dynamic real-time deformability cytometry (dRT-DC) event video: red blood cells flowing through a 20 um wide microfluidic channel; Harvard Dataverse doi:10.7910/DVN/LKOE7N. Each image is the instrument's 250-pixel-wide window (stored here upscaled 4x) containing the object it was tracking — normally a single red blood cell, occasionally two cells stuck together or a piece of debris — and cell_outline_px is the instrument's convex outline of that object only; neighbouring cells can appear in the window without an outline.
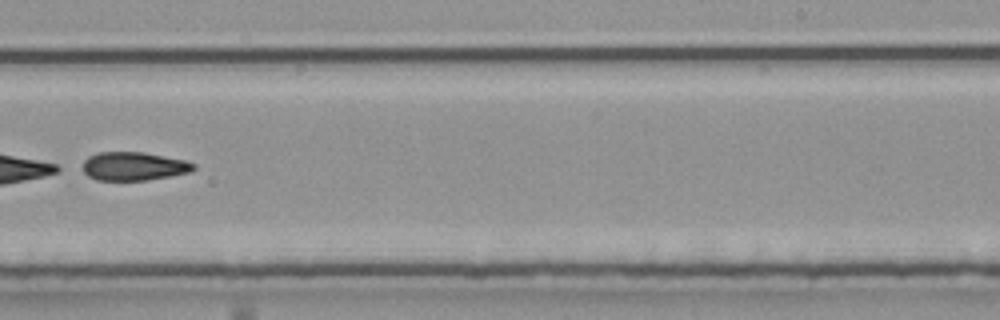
{"species": "common noctule bat (a hibernating species)", "species_latin": "Nyctalus noctula", "temperature_condition": "room temperature", "stored_images_in_passage": 42, "camera_frame_rate_fps": 3000, "um_per_image_px": 0.085, "animal": {"sex": "male", "body_mass_g": 20.4}, "frame": {"image": 1, "passage_image": 27, "time_ms": 8.667, "image_size_px": [1000, 320], "cell_outline_px": [[196, 168], [192, 172], [172, 176], [148, 180], [96, 180], [88, 176], [84, 172], [84, 160], [88, 156], [100, 152], [144, 152], [184, 160], [196, 164]], "centroid_in_image_um": [11.41, 14.13], "position_along_channel_um": 277.6, "area_um2": 18.5}}